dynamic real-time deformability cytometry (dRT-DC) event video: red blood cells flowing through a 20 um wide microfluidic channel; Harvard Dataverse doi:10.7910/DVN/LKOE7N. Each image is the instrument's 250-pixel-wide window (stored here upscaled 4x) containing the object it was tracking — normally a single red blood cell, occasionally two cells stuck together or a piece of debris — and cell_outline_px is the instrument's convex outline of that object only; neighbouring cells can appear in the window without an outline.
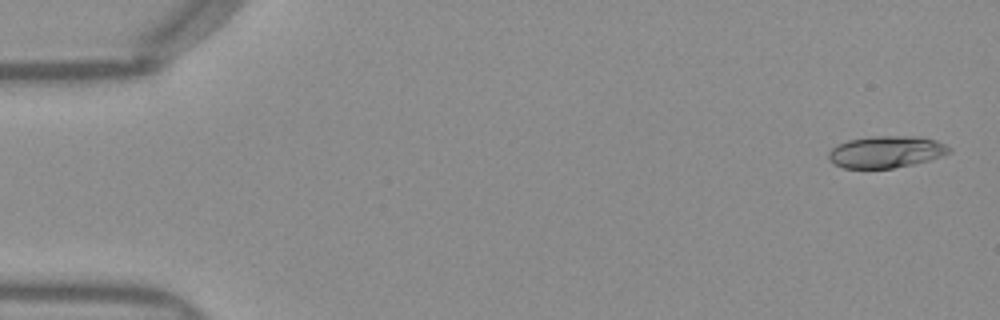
{"species": "Egyptian fruit bat (a non-hibernating species)", "species_latin": "Rousettus aegyptiacus", "temperature_condition": "warm", "stored_images_in_passage": 16, "camera_frame_rate_fps": 3000, "um_per_image_px": 0.085, "frame": {"image": 1, "passage_image": 2, "time_ms": 0.333, "image_size_px": [1000, 320], "cell_outline_px": [[952, 152], [944, 156], [912, 164], [892, 168], [844, 168], [828, 160], [828, 152], [832, 148], [848, 140], [876, 136], [924, 136], [936, 140], [952, 148]], "centroid_in_image_um": [75.37, 12.9], "position_along_channel_um": 9.6, "area_um2": 22.43}}
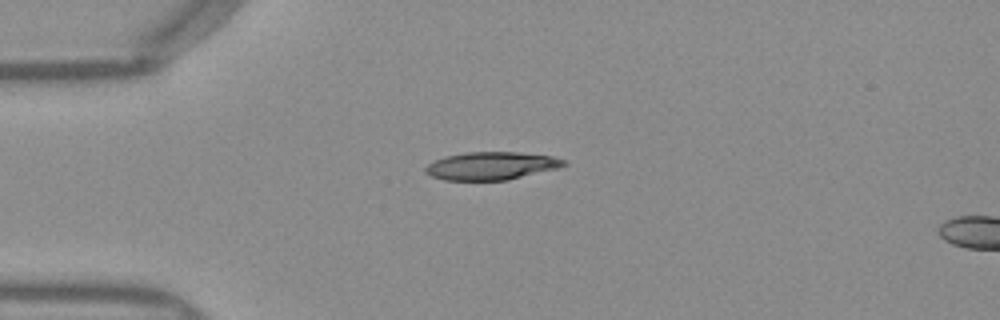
{"frame": {"image": 2, "passage_image": 13, "time_ms": 4.0, "image_size_px": [1000, 320], "cell_outline_px": [[568, 164], [560, 168], [508, 180], [444, 180], [432, 176], [424, 172], [424, 168], [428, 164], [444, 156], [468, 152], [516, 152], [552, 156], [564, 160]], "centroid_in_image_um": [41.78, 14.1], "position_along_channel_um": 43.2, "area_um2": 22.54}}